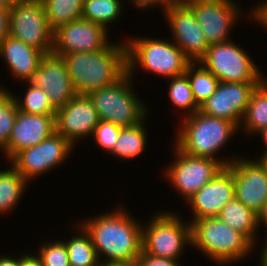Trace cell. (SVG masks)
<instances>
[{"label": "cell", "mask_w": 267, "mask_h": 266, "mask_svg": "<svg viewBox=\"0 0 267 266\" xmlns=\"http://www.w3.org/2000/svg\"><path fill=\"white\" fill-rule=\"evenodd\" d=\"M117 207L77 222L90 235L100 264L135 261L142 251V222L125 206Z\"/></svg>", "instance_id": "1"}, {"label": "cell", "mask_w": 267, "mask_h": 266, "mask_svg": "<svg viewBox=\"0 0 267 266\" xmlns=\"http://www.w3.org/2000/svg\"><path fill=\"white\" fill-rule=\"evenodd\" d=\"M73 86L79 95L113 84L127 72L126 42H110L95 52L61 55Z\"/></svg>", "instance_id": "2"}, {"label": "cell", "mask_w": 267, "mask_h": 266, "mask_svg": "<svg viewBox=\"0 0 267 266\" xmlns=\"http://www.w3.org/2000/svg\"><path fill=\"white\" fill-rule=\"evenodd\" d=\"M180 121L173 144L181 152L191 156L211 158L223 167H227L237 158L235 155H232L230 159H224L225 157L220 159L217 156V153L221 152L233 135L238 132L239 127L235 123L204 115L200 111L181 118Z\"/></svg>", "instance_id": "3"}, {"label": "cell", "mask_w": 267, "mask_h": 266, "mask_svg": "<svg viewBox=\"0 0 267 266\" xmlns=\"http://www.w3.org/2000/svg\"><path fill=\"white\" fill-rule=\"evenodd\" d=\"M216 262L228 265L249 256L255 245L241 232L218 217L194 220L191 223V247Z\"/></svg>", "instance_id": "4"}, {"label": "cell", "mask_w": 267, "mask_h": 266, "mask_svg": "<svg viewBox=\"0 0 267 266\" xmlns=\"http://www.w3.org/2000/svg\"><path fill=\"white\" fill-rule=\"evenodd\" d=\"M161 38L132 37L126 40L127 72L134 77L138 68L144 73L156 74L166 79L185 74L191 61L172 41ZM139 66V67H137ZM136 70V71H135ZM150 72V73H149Z\"/></svg>", "instance_id": "5"}, {"label": "cell", "mask_w": 267, "mask_h": 266, "mask_svg": "<svg viewBox=\"0 0 267 266\" xmlns=\"http://www.w3.org/2000/svg\"><path fill=\"white\" fill-rule=\"evenodd\" d=\"M133 81L126 72L113 84L88 94L97 110L99 120L121 127H131L147 117L150 108H147L138 94L133 91Z\"/></svg>", "instance_id": "6"}, {"label": "cell", "mask_w": 267, "mask_h": 266, "mask_svg": "<svg viewBox=\"0 0 267 266\" xmlns=\"http://www.w3.org/2000/svg\"><path fill=\"white\" fill-rule=\"evenodd\" d=\"M156 213L142 226V250L149 255L179 260L183 249L191 246V224L170 210Z\"/></svg>", "instance_id": "7"}, {"label": "cell", "mask_w": 267, "mask_h": 266, "mask_svg": "<svg viewBox=\"0 0 267 266\" xmlns=\"http://www.w3.org/2000/svg\"><path fill=\"white\" fill-rule=\"evenodd\" d=\"M243 49L231 40L210 44L199 62L220 82L262 83L267 77Z\"/></svg>", "instance_id": "8"}, {"label": "cell", "mask_w": 267, "mask_h": 266, "mask_svg": "<svg viewBox=\"0 0 267 266\" xmlns=\"http://www.w3.org/2000/svg\"><path fill=\"white\" fill-rule=\"evenodd\" d=\"M54 31L48 25L41 0H22L9 7V36L44 55L52 53Z\"/></svg>", "instance_id": "9"}, {"label": "cell", "mask_w": 267, "mask_h": 266, "mask_svg": "<svg viewBox=\"0 0 267 266\" xmlns=\"http://www.w3.org/2000/svg\"><path fill=\"white\" fill-rule=\"evenodd\" d=\"M175 161L165 166L164 175L173 189L188 201L198 190L211 181L223 166L216 160L196 157L181 152L174 144Z\"/></svg>", "instance_id": "10"}, {"label": "cell", "mask_w": 267, "mask_h": 266, "mask_svg": "<svg viewBox=\"0 0 267 266\" xmlns=\"http://www.w3.org/2000/svg\"><path fill=\"white\" fill-rule=\"evenodd\" d=\"M74 146L61 134L54 132L39 144L19 152L9 163L31 183L34 178L49 173L69 158ZM11 163V164H10ZM33 178V179H32Z\"/></svg>", "instance_id": "11"}, {"label": "cell", "mask_w": 267, "mask_h": 266, "mask_svg": "<svg viewBox=\"0 0 267 266\" xmlns=\"http://www.w3.org/2000/svg\"><path fill=\"white\" fill-rule=\"evenodd\" d=\"M194 13L209 44L232 40L230 33L245 13L234 0H182ZM240 18V19H239ZM230 38V39H229Z\"/></svg>", "instance_id": "12"}, {"label": "cell", "mask_w": 267, "mask_h": 266, "mask_svg": "<svg viewBox=\"0 0 267 266\" xmlns=\"http://www.w3.org/2000/svg\"><path fill=\"white\" fill-rule=\"evenodd\" d=\"M161 9L168 22L166 25L173 34L171 40L191 62H199L210 44L193 11L182 0H176Z\"/></svg>", "instance_id": "13"}, {"label": "cell", "mask_w": 267, "mask_h": 266, "mask_svg": "<svg viewBox=\"0 0 267 266\" xmlns=\"http://www.w3.org/2000/svg\"><path fill=\"white\" fill-rule=\"evenodd\" d=\"M109 31L84 18L61 25L53 33L52 53L61 56L68 53L95 52L110 43Z\"/></svg>", "instance_id": "14"}, {"label": "cell", "mask_w": 267, "mask_h": 266, "mask_svg": "<svg viewBox=\"0 0 267 266\" xmlns=\"http://www.w3.org/2000/svg\"><path fill=\"white\" fill-rule=\"evenodd\" d=\"M261 83L219 82L215 92L200 106V112L240 127L252 92Z\"/></svg>", "instance_id": "15"}, {"label": "cell", "mask_w": 267, "mask_h": 266, "mask_svg": "<svg viewBox=\"0 0 267 266\" xmlns=\"http://www.w3.org/2000/svg\"><path fill=\"white\" fill-rule=\"evenodd\" d=\"M27 82L41 88L56 110L77 95L65 62L53 53L41 58L38 68Z\"/></svg>", "instance_id": "16"}, {"label": "cell", "mask_w": 267, "mask_h": 266, "mask_svg": "<svg viewBox=\"0 0 267 266\" xmlns=\"http://www.w3.org/2000/svg\"><path fill=\"white\" fill-rule=\"evenodd\" d=\"M98 122L97 110L88 95L77 94L65 106L56 110V132L74 147L78 140L92 137Z\"/></svg>", "instance_id": "17"}, {"label": "cell", "mask_w": 267, "mask_h": 266, "mask_svg": "<svg viewBox=\"0 0 267 266\" xmlns=\"http://www.w3.org/2000/svg\"><path fill=\"white\" fill-rule=\"evenodd\" d=\"M240 157L228 165L233 172L235 198L257 214L267 201V173L257 159Z\"/></svg>", "instance_id": "18"}, {"label": "cell", "mask_w": 267, "mask_h": 266, "mask_svg": "<svg viewBox=\"0 0 267 266\" xmlns=\"http://www.w3.org/2000/svg\"><path fill=\"white\" fill-rule=\"evenodd\" d=\"M56 114H29L17 110L16 120L4 150L7 161L19 152L35 146L56 132Z\"/></svg>", "instance_id": "19"}, {"label": "cell", "mask_w": 267, "mask_h": 266, "mask_svg": "<svg viewBox=\"0 0 267 266\" xmlns=\"http://www.w3.org/2000/svg\"><path fill=\"white\" fill-rule=\"evenodd\" d=\"M234 197L233 172L228 166L223 167L186 202L193 215V219H189L190 224L194 220L217 217L223 206Z\"/></svg>", "instance_id": "20"}, {"label": "cell", "mask_w": 267, "mask_h": 266, "mask_svg": "<svg viewBox=\"0 0 267 266\" xmlns=\"http://www.w3.org/2000/svg\"><path fill=\"white\" fill-rule=\"evenodd\" d=\"M43 56L40 50L9 35L0 41V58L3 59L2 62L5 61L13 77L20 82H27L31 78Z\"/></svg>", "instance_id": "21"}, {"label": "cell", "mask_w": 267, "mask_h": 266, "mask_svg": "<svg viewBox=\"0 0 267 266\" xmlns=\"http://www.w3.org/2000/svg\"><path fill=\"white\" fill-rule=\"evenodd\" d=\"M217 217L230 227L244 234L255 246H258L257 232L259 230L257 214L238 199L234 197L227 202Z\"/></svg>", "instance_id": "22"}, {"label": "cell", "mask_w": 267, "mask_h": 266, "mask_svg": "<svg viewBox=\"0 0 267 266\" xmlns=\"http://www.w3.org/2000/svg\"><path fill=\"white\" fill-rule=\"evenodd\" d=\"M148 118L147 116L142 122L134 126L122 127L119 138L109 154L122 160H131L141 156L147 148L148 134H146L145 121Z\"/></svg>", "instance_id": "23"}, {"label": "cell", "mask_w": 267, "mask_h": 266, "mask_svg": "<svg viewBox=\"0 0 267 266\" xmlns=\"http://www.w3.org/2000/svg\"><path fill=\"white\" fill-rule=\"evenodd\" d=\"M28 183L13 165L0 170V215L17 208Z\"/></svg>", "instance_id": "24"}, {"label": "cell", "mask_w": 267, "mask_h": 266, "mask_svg": "<svg viewBox=\"0 0 267 266\" xmlns=\"http://www.w3.org/2000/svg\"><path fill=\"white\" fill-rule=\"evenodd\" d=\"M267 126V78L256 87L250 97L249 105L244 114L239 130L244 135L255 136L258 131ZM253 134V135H252Z\"/></svg>", "instance_id": "25"}, {"label": "cell", "mask_w": 267, "mask_h": 266, "mask_svg": "<svg viewBox=\"0 0 267 266\" xmlns=\"http://www.w3.org/2000/svg\"><path fill=\"white\" fill-rule=\"evenodd\" d=\"M78 232L70 239H63L70 266H98L100 264L92 239L85 229L78 224ZM78 234V235H77Z\"/></svg>", "instance_id": "26"}, {"label": "cell", "mask_w": 267, "mask_h": 266, "mask_svg": "<svg viewBox=\"0 0 267 266\" xmlns=\"http://www.w3.org/2000/svg\"><path fill=\"white\" fill-rule=\"evenodd\" d=\"M122 0H84L82 18L103 26L107 31L109 24L116 23L123 12Z\"/></svg>", "instance_id": "27"}, {"label": "cell", "mask_w": 267, "mask_h": 266, "mask_svg": "<svg viewBox=\"0 0 267 266\" xmlns=\"http://www.w3.org/2000/svg\"><path fill=\"white\" fill-rule=\"evenodd\" d=\"M48 25L54 31L61 25L82 17L84 0H41Z\"/></svg>", "instance_id": "28"}, {"label": "cell", "mask_w": 267, "mask_h": 266, "mask_svg": "<svg viewBox=\"0 0 267 266\" xmlns=\"http://www.w3.org/2000/svg\"><path fill=\"white\" fill-rule=\"evenodd\" d=\"M185 74L196 104L200 107L216 90L219 80L200 62H191Z\"/></svg>", "instance_id": "29"}, {"label": "cell", "mask_w": 267, "mask_h": 266, "mask_svg": "<svg viewBox=\"0 0 267 266\" xmlns=\"http://www.w3.org/2000/svg\"><path fill=\"white\" fill-rule=\"evenodd\" d=\"M168 93L169 99L177 110L180 109L185 113L180 118L193 115L200 110L196 104L190 87L189 78L186 74L169 78Z\"/></svg>", "instance_id": "30"}, {"label": "cell", "mask_w": 267, "mask_h": 266, "mask_svg": "<svg viewBox=\"0 0 267 266\" xmlns=\"http://www.w3.org/2000/svg\"><path fill=\"white\" fill-rule=\"evenodd\" d=\"M25 86L28 87L26 92H24L25 94H23V99H20L21 96L17 98L18 96L14 95L18 110L38 115L56 114V109L52 106L48 96L41 88L32 86L28 82H25Z\"/></svg>", "instance_id": "31"}, {"label": "cell", "mask_w": 267, "mask_h": 266, "mask_svg": "<svg viewBox=\"0 0 267 266\" xmlns=\"http://www.w3.org/2000/svg\"><path fill=\"white\" fill-rule=\"evenodd\" d=\"M9 89L0 87V151L2 152L10 138L14 126L18 106Z\"/></svg>", "instance_id": "32"}, {"label": "cell", "mask_w": 267, "mask_h": 266, "mask_svg": "<svg viewBox=\"0 0 267 266\" xmlns=\"http://www.w3.org/2000/svg\"><path fill=\"white\" fill-rule=\"evenodd\" d=\"M38 254L43 266H70L69 256L64 241L42 242Z\"/></svg>", "instance_id": "33"}, {"label": "cell", "mask_w": 267, "mask_h": 266, "mask_svg": "<svg viewBox=\"0 0 267 266\" xmlns=\"http://www.w3.org/2000/svg\"><path fill=\"white\" fill-rule=\"evenodd\" d=\"M121 126L108 121L99 120L92 137L96 145L107 154L112 151L119 138Z\"/></svg>", "instance_id": "34"}, {"label": "cell", "mask_w": 267, "mask_h": 266, "mask_svg": "<svg viewBox=\"0 0 267 266\" xmlns=\"http://www.w3.org/2000/svg\"><path fill=\"white\" fill-rule=\"evenodd\" d=\"M137 261L142 266H181L178 264V260L149 255L146 254L143 250L140 252Z\"/></svg>", "instance_id": "35"}, {"label": "cell", "mask_w": 267, "mask_h": 266, "mask_svg": "<svg viewBox=\"0 0 267 266\" xmlns=\"http://www.w3.org/2000/svg\"><path fill=\"white\" fill-rule=\"evenodd\" d=\"M260 2L257 4V6H252V10L250 9L249 12V18H252L253 22H258V24L262 26V28L264 27L265 29H267V0Z\"/></svg>", "instance_id": "36"}, {"label": "cell", "mask_w": 267, "mask_h": 266, "mask_svg": "<svg viewBox=\"0 0 267 266\" xmlns=\"http://www.w3.org/2000/svg\"><path fill=\"white\" fill-rule=\"evenodd\" d=\"M128 1V0H125ZM131 1L130 3H133L135 7L139 10H147L152 8H156L161 6L162 8L167 6L169 3H172L176 0H129Z\"/></svg>", "instance_id": "37"}, {"label": "cell", "mask_w": 267, "mask_h": 266, "mask_svg": "<svg viewBox=\"0 0 267 266\" xmlns=\"http://www.w3.org/2000/svg\"><path fill=\"white\" fill-rule=\"evenodd\" d=\"M9 34V10H0V41Z\"/></svg>", "instance_id": "38"}, {"label": "cell", "mask_w": 267, "mask_h": 266, "mask_svg": "<svg viewBox=\"0 0 267 266\" xmlns=\"http://www.w3.org/2000/svg\"><path fill=\"white\" fill-rule=\"evenodd\" d=\"M20 266H43L42 261L33 253H24L20 256Z\"/></svg>", "instance_id": "39"}, {"label": "cell", "mask_w": 267, "mask_h": 266, "mask_svg": "<svg viewBox=\"0 0 267 266\" xmlns=\"http://www.w3.org/2000/svg\"><path fill=\"white\" fill-rule=\"evenodd\" d=\"M261 224H262V227L265 226L264 229H266V232H267V201L262 206V209L257 213L258 229L261 227ZM265 239H264L265 241L264 243H267V236L265 237Z\"/></svg>", "instance_id": "40"}, {"label": "cell", "mask_w": 267, "mask_h": 266, "mask_svg": "<svg viewBox=\"0 0 267 266\" xmlns=\"http://www.w3.org/2000/svg\"><path fill=\"white\" fill-rule=\"evenodd\" d=\"M0 266H20V257L14 256L13 258V256L3 254L0 256Z\"/></svg>", "instance_id": "41"}, {"label": "cell", "mask_w": 267, "mask_h": 266, "mask_svg": "<svg viewBox=\"0 0 267 266\" xmlns=\"http://www.w3.org/2000/svg\"><path fill=\"white\" fill-rule=\"evenodd\" d=\"M262 247L260 250L261 253H259L260 262L258 266H267V243H262Z\"/></svg>", "instance_id": "42"}, {"label": "cell", "mask_w": 267, "mask_h": 266, "mask_svg": "<svg viewBox=\"0 0 267 266\" xmlns=\"http://www.w3.org/2000/svg\"><path fill=\"white\" fill-rule=\"evenodd\" d=\"M256 134L261 135L263 144L265 145V149L262 151L263 153H267V126L260 131H258Z\"/></svg>", "instance_id": "43"}, {"label": "cell", "mask_w": 267, "mask_h": 266, "mask_svg": "<svg viewBox=\"0 0 267 266\" xmlns=\"http://www.w3.org/2000/svg\"><path fill=\"white\" fill-rule=\"evenodd\" d=\"M106 266H133V261L110 262Z\"/></svg>", "instance_id": "44"}, {"label": "cell", "mask_w": 267, "mask_h": 266, "mask_svg": "<svg viewBox=\"0 0 267 266\" xmlns=\"http://www.w3.org/2000/svg\"><path fill=\"white\" fill-rule=\"evenodd\" d=\"M259 163L264 167L266 173H267V153H263L262 155H260V157L256 158Z\"/></svg>", "instance_id": "45"}, {"label": "cell", "mask_w": 267, "mask_h": 266, "mask_svg": "<svg viewBox=\"0 0 267 266\" xmlns=\"http://www.w3.org/2000/svg\"><path fill=\"white\" fill-rule=\"evenodd\" d=\"M9 5L4 1L0 0V10H9Z\"/></svg>", "instance_id": "46"}, {"label": "cell", "mask_w": 267, "mask_h": 266, "mask_svg": "<svg viewBox=\"0 0 267 266\" xmlns=\"http://www.w3.org/2000/svg\"><path fill=\"white\" fill-rule=\"evenodd\" d=\"M9 6L19 3L22 0H4Z\"/></svg>", "instance_id": "47"}, {"label": "cell", "mask_w": 267, "mask_h": 266, "mask_svg": "<svg viewBox=\"0 0 267 266\" xmlns=\"http://www.w3.org/2000/svg\"><path fill=\"white\" fill-rule=\"evenodd\" d=\"M133 266H142L137 260L133 261Z\"/></svg>", "instance_id": "48"}]
</instances>
